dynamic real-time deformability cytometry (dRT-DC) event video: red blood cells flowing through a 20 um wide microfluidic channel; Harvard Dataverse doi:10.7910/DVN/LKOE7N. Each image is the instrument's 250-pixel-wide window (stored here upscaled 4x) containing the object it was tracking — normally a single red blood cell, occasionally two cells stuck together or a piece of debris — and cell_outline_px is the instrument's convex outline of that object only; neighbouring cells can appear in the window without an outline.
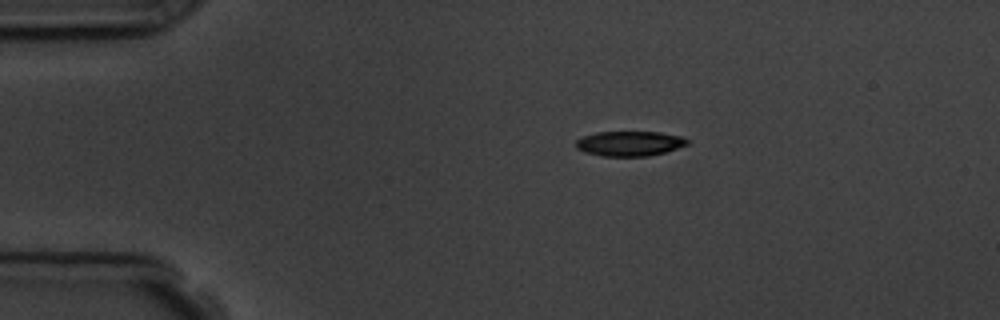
{"species": "common noctule bat (a hibernating species)", "species_latin": "Nyctalus noctula", "temperature_condition": "room temperature", "stored_images_in_passage": 4, "segment_of_instrument_passage": [1, 2], "camera_frame_rate_fps": 3000, "um_per_image_px": 0.085, "animal": {"sex": "male", "body_mass_g": 19.5, "forearm_length_mm": 54.6}, "frame": {"image": 1, "passage_image": 1, "time_ms": 0.0, "image_size_px": [1000, 320], "cell_outline_px": [[688, 144], [664, 152], [648, 156], [600, 156], [584, 152], [576, 148], [576, 140], [580, 136], [596, 132], [660, 132], [684, 136], [688, 140]], "centroid_in_image_um": [53.48, 12.19], "position_along_channel_um": 31.5, "area_um2": 16.3}}